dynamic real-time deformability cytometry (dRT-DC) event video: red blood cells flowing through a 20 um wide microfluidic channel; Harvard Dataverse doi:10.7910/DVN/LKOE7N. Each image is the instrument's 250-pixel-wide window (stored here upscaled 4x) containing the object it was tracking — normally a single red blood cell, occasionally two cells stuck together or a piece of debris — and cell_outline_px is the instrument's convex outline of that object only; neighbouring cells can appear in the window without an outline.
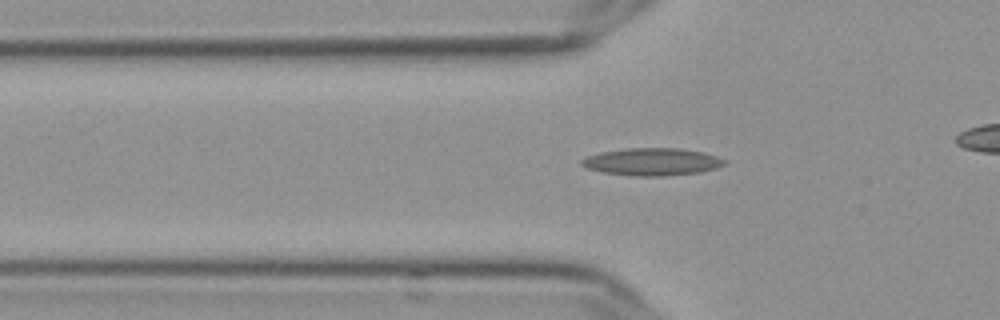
{"species": "Egyptian fruit bat (a non-hibernating species)", "species_latin": "Rousettus aegyptiacus", "temperature_condition": "cold", "stored_images_in_passage": 50, "camera_frame_rate_fps": 3000, "um_per_image_px": 0.085, "frame": {"image": 1, "passage_image": 20, "time_ms": 6.333, "image_size_px": [1000, 320], "cell_outline_px": [[728, 164], [716, 168], [700, 172], [664, 176], [636, 176], [604, 172], [588, 168], [580, 164], [580, 160], [588, 156], [600, 152], [624, 148], [680, 148], [704, 152], [728, 160]], "centroid_in_image_um": [55.48, 13.74], "position_along_channel_um": 70.3, "area_um2": 22.95}}
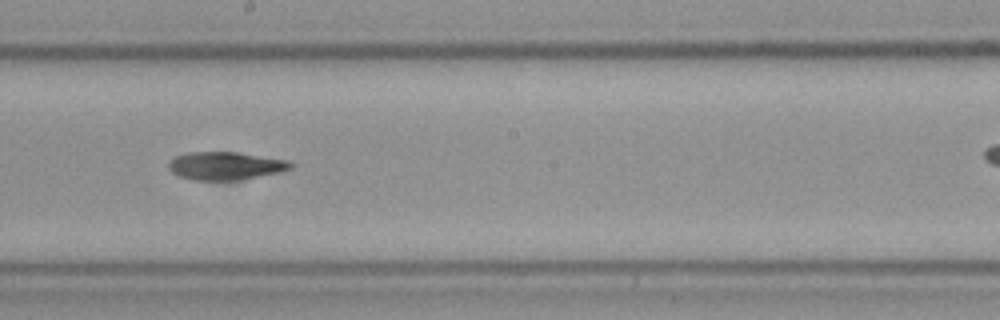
{"frame": {"image": 2, "passage_image": 33, "time_ms": 10.667, "image_size_px": [1000, 320], "cell_outline_px": [[296, 164], [292, 168], [280, 172], [240, 180], [192, 180], [180, 176], [172, 172], [168, 168], [168, 164], [176, 156], [188, 152], [236, 152], [288, 160]], "centroid_in_image_um": [19.2, 14.1], "position_along_channel_um": 229.0, "area_um2": 19.94}}
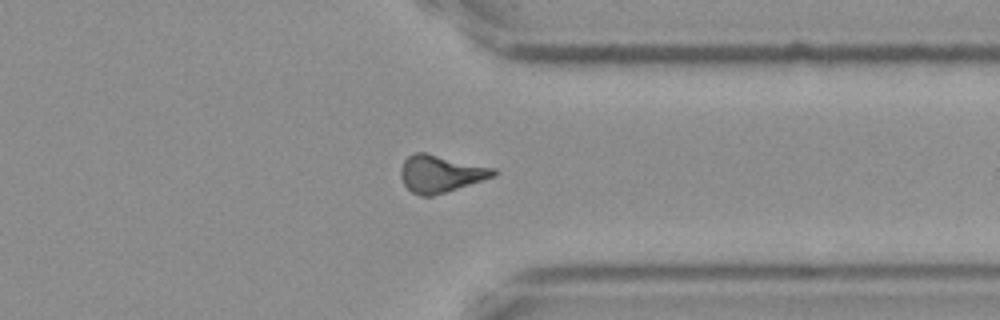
{"frame": {"image": 3, "passage_image": 45, "time_ms": 14.667, "image_size_px": [1000, 320], "cell_outline_px": [[496, 176], [432, 196], [420, 196], [412, 192], [404, 184], [400, 176], [400, 168], [404, 160], [408, 156], [416, 152], [424, 152], [496, 168]], "centroid_in_image_um": [37.44, 14.76], "position_along_channel_um": 374.0, "area_um2": 20.06}}